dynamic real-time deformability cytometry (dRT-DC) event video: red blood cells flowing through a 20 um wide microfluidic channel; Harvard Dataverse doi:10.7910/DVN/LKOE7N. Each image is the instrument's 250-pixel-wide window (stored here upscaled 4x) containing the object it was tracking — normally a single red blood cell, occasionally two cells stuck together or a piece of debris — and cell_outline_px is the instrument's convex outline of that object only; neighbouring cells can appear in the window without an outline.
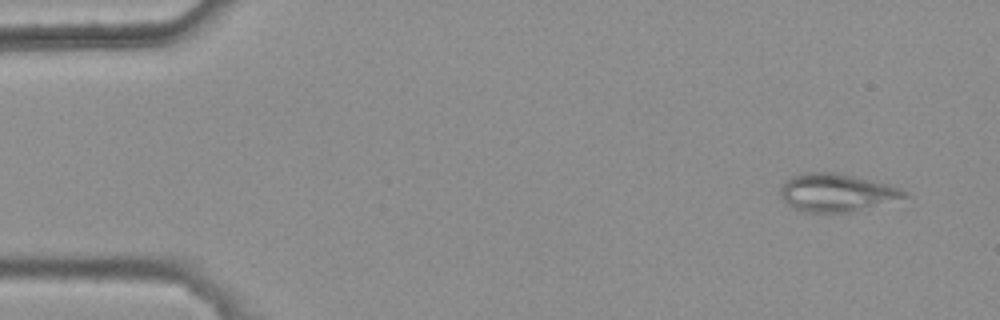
{"species": "common noctule bat (a hibernating species)", "species_latin": "Nyctalus noctula", "temperature_condition": "warm", "stored_images_in_passage": 4, "camera_frame_rate_fps": 3000, "um_per_image_px": 0.085, "animal": {"sex": "female", "body_mass_g": 25.1}, "frame": {"image": 1, "passage_image": 1, "time_ms": 0.0, "image_size_px": [1000, 320], "cell_outline_px": [[912, 196], [852, 212], [804, 212], [788, 204], [780, 196], [780, 188], [792, 176], [804, 172], [836, 172], [888, 184], [900, 188], [908, 192]], "centroid_in_image_um": [71.15, 16.37], "position_along_channel_um": 13.9, "area_um2": 27.34}}